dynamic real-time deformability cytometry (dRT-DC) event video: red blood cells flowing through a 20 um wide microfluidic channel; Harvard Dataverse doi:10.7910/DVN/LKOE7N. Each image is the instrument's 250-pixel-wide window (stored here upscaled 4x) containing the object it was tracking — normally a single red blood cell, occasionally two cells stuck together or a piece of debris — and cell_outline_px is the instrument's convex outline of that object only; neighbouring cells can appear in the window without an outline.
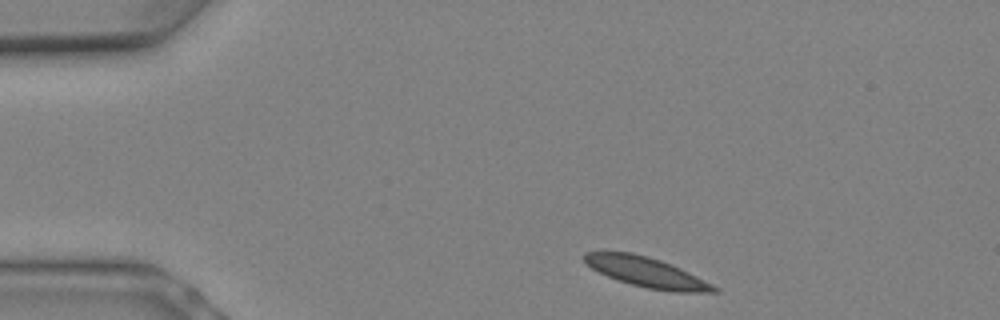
{"species": "Egyptian fruit bat (a non-hibernating species)", "species_latin": "Rousettus aegyptiacus", "temperature_condition": "warm", "stored_images_in_passage": 8, "camera_frame_rate_fps": 3000, "um_per_image_px": 0.085, "animal": {"sex": "female"}, "frame": {"image": 1, "passage_image": 1, "time_ms": 0.0, "image_size_px": [1000, 320], "cell_outline_px": [[720, 292], [672, 292], [648, 288], [616, 280], [584, 264], [584, 252], [632, 252], [648, 256], [660, 260], [680, 268], [720, 288]], "centroid_in_image_um": [54.96, 23.14], "position_along_channel_um": 30.0, "area_um2": 22.48}}
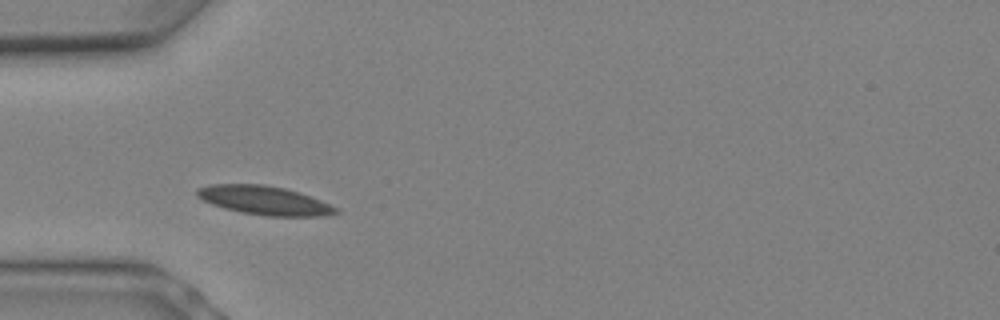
{"frame": {"image": 2, "passage_image": 4, "time_ms": 1.0, "image_size_px": [1000, 320], "cell_outline_px": [[340, 212], [324, 216], [268, 216], [240, 212], [224, 208], [212, 204], [196, 196], [196, 188], [212, 184], [264, 184], [284, 188], [300, 192], [340, 208]], "centroid_in_image_um": [22.49, 17.03], "position_along_channel_um": 62.5, "area_um2": 23.41}}
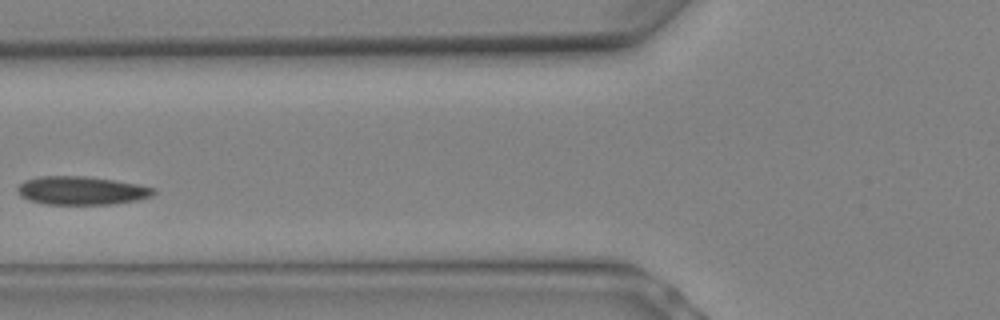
{"frame": {"image": 3, "passage_image": 6, "time_ms": 1.667, "image_size_px": [1000, 320], "cell_outline_px": [[156, 192], [152, 196], [136, 200], [108, 204], [44, 204], [28, 200], [20, 196], [16, 192], [16, 188], [24, 180], [40, 176], [84, 176], [116, 180], [140, 184], [156, 188]], "centroid_in_image_um": [6.91, 16.19], "position_along_channel_um": 118.9, "area_um2": 22.72}}